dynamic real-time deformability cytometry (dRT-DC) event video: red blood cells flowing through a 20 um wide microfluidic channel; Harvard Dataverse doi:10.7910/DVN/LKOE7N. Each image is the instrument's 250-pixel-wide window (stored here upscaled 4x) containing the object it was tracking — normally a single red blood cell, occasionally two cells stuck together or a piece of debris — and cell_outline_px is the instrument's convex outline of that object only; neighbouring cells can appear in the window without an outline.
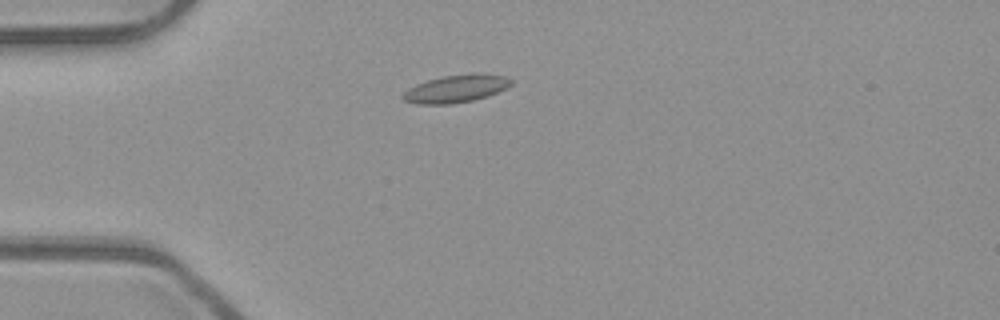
{"species": "common noctule bat (a hibernating species)", "species_latin": "Nyctalus noctula", "temperature_condition": "room temperature", "stored_images_in_passage": 33, "camera_frame_rate_fps": 3000, "um_per_image_px": 0.085, "animal": {"sex": "male", "body_mass_g": 23.1, "forearm_length_mm": 52.7}, "frame": {"image": 1, "passage_image": 2, "time_ms": 0.333, "image_size_px": [1000, 320], "cell_outline_px": [[512, 84], [508, 88], [488, 96], [472, 100], [452, 104], [416, 104], [404, 100], [400, 96], [408, 88], [416, 84], [440, 76], [472, 72], [488, 72], [508, 76], [512, 80]], "centroid_in_image_um": [38.82, 7.5], "position_along_channel_um": 46.2, "area_um2": 18.03}}
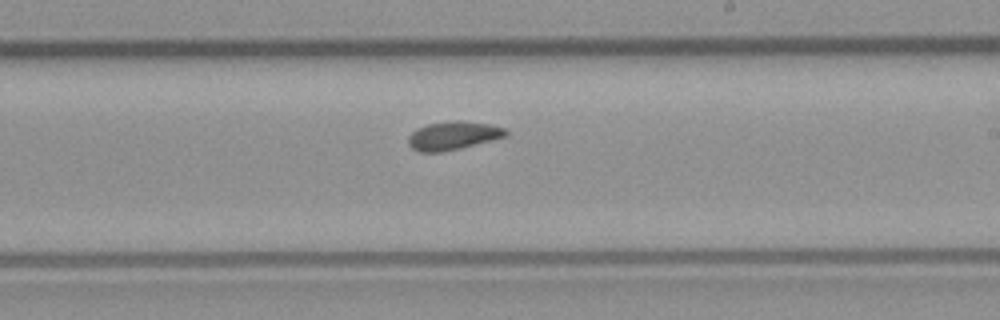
{"frame": {"image": 2, "passage_image": 19, "time_ms": 6.0, "image_size_px": [1000, 320], "cell_outline_px": [[508, 136], [460, 148], [440, 152], [420, 152], [412, 148], [408, 144], [408, 136], [416, 128], [428, 124], [452, 120], [460, 120], [488, 124], [504, 128], [508, 132]], "centroid_in_image_um": [38.5, 11.52], "position_along_channel_um": 250.5, "area_um2": 16.13}}
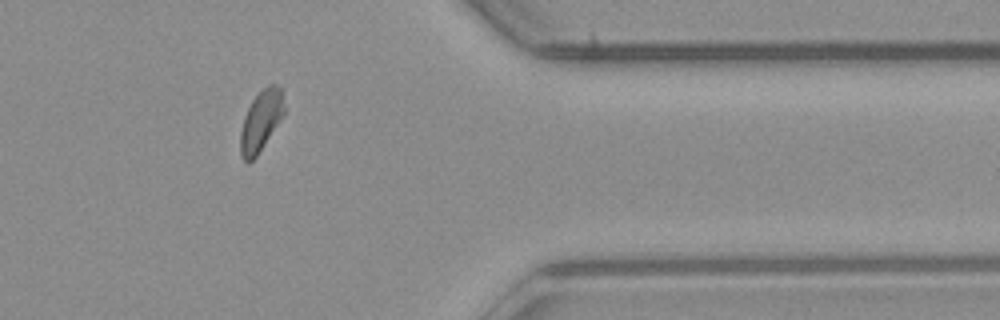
{"frame": {"image": 3, "passage_image": 31, "time_ms": 10.0, "image_size_px": [1000, 320], "cell_outline_px": [[284, 112], [280, 120], [256, 156], [248, 164], [240, 156], [240, 132], [244, 116], [252, 100], [268, 84], [276, 84], [280, 88], [284, 108]], "centroid_in_image_um": [22.14, 10.3], "position_along_channel_um": 389.3, "area_um2": 15.14}, "authors_computed_cell_mechanics": {"area_um2": 15.9528, "velocity_mm_per_s": 3.9392, "shape_relaxation_time_tau1_ms": null, "shape_relaxation_time_tau2_ms": 6.0981, "deformation_change_tau1": null, "deformation_change_tau2": 0.1145}}